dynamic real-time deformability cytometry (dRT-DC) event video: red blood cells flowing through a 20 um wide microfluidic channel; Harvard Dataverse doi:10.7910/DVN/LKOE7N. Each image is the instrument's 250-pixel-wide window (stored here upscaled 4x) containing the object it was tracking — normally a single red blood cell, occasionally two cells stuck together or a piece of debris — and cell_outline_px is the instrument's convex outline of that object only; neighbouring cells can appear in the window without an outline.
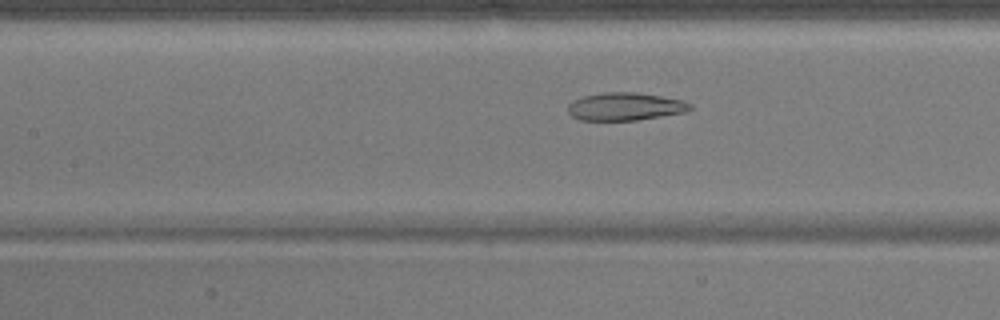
{"species": "common noctule bat (a hibernating species)", "species_latin": "Nyctalus noctula", "temperature_condition": "warm", "stored_images_in_passage": 52, "camera_frame_rate_fps": 3000, "um_per_image_px": 0.085, "animal": {"sex": "male", "body_mass_g": 17.9}, "frame": {"image": 1, "passage_image": 23, "time_ms": 7.333, "image_size_px": [1000, 320], "cell_outline_px": [[692, 108], [688, 112], [636, 120], [580, 120], [572, 116], [568, 112], [568, 104], [572, 100], [584, 96], [604, 92], [632, 92], [660, 96], [684, 100], [692, 104]], "centroid_in_image_um": [53.15, 9.06], "position_along_channel_um": 154.2, "area_um2": 19.88}}
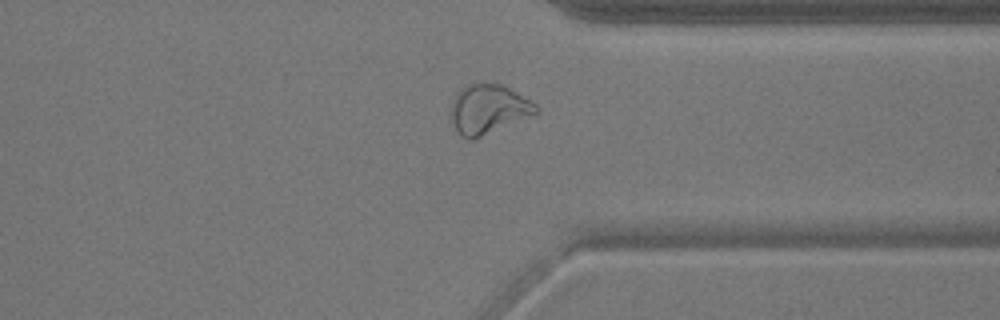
{"frame": {"image": 2, "passage_image": 40, "time_ms": 13.0, "image_size_px": [1000, 320], "cell_outline_px": [[540, 112], [476, 140], [468, 140], [460, 136], [448, 116], [452, 100], [456, 92], [460, 88], [468, 84], [500, 84], [508, 88], [536, 104], [540, 108]], "centroid_in_image_um": [41.46, 9.33], "position_along_channel_um": 369.9, "area_um2": 24.91}}
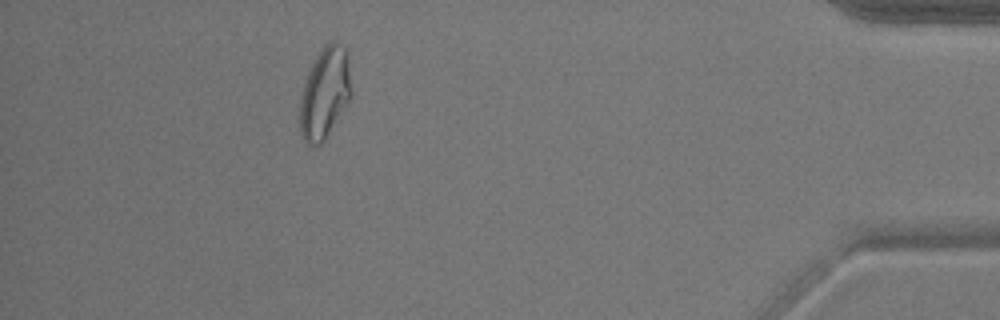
{"frame": {"image": 3, "passage_image": 47, "time_ms": 15.333, "image_size_px": [1000, 320], "cell_outline_px": [[352, 96], [324, 140], [320, 144], [308, 144], [304, 140], [300, 132], [300, 100], [304, 84], [308, 72], [316, 56], [324, 44], [328, 40], [336, 40], [344, 48], [352, 92]], "centroid_in_image_um": [27.59, 7.9], "position_along_channel_um": 407.6, "area_um2": 26.88}, "authors_computed_cell_mechanics": {"area_um2": 25.4609, "velocity_mm_per_s": 3.8375, "shape_relaxation_time_tau1_ms": null, "shape_relaxation_time_tau2_ms": 2.1585, "deformation_change_tau1": null, "deformation_change_tau2": 0.0816}}